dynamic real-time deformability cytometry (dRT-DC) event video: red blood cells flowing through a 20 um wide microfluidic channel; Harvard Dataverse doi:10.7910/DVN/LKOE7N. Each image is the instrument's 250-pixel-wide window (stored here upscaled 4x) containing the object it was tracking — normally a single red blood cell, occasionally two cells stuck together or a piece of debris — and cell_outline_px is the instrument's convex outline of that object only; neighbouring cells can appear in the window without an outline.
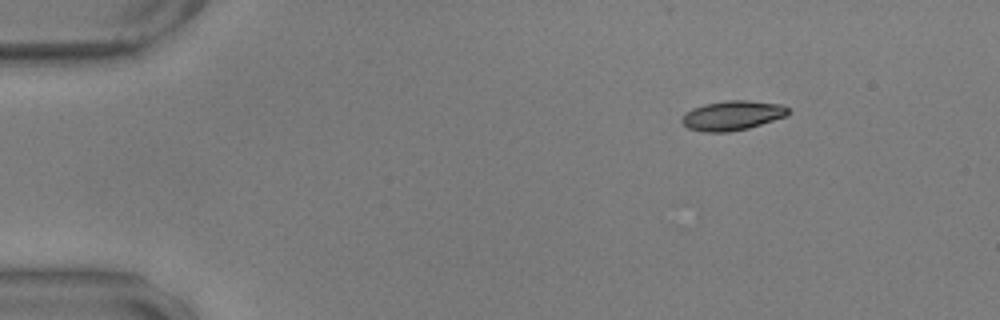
{"species": "common noctule bat (a hibernating species)", "species_latin": "Nyctalus noctula", "temperature_condition": "warm", "stored_images_in_passage": 50, "camera_frame_rate_fps": 3000, "um_per_image_px": 0.085, "animal": {"sex": "male", "body_mass_g": 17.9, "forearm_length_mm": 54.2}, "frame": {"image": 1, "passage_image": 1, "time_ms": 0.0, "image_size_px": [1000, 320], "cell_outline_px": [[788, 116], [748, 128], [728, 132], [704, 132], [688, 128], [680, 120], [692, 108], [704, 104], [728, 100], [748, 100], [780, 104], [788, 108]], "centroid_in_image_um": [62.26, 9.82], "position_along_channel_um": 22.7, "area_um2": 18.21}}
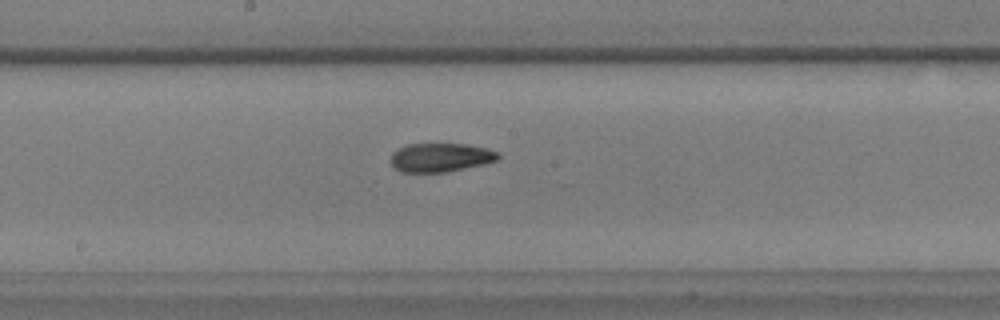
{"frame": {"image": 2, "passage_image": 24, "time_ms": 7.667, "image_size_px": [1000, 320], "cell_outline_px": [[500, 156], [496, 160], [484, 164], [448, 172], [400, 172], [392, 168], [392, 152], [408, 144], [468, 144], [488, 148], [500, 152]], "centroid_in_image_um": [37.47, 13.39], "position_along_channel_um": 210.7, "area_um2": 18.15}}
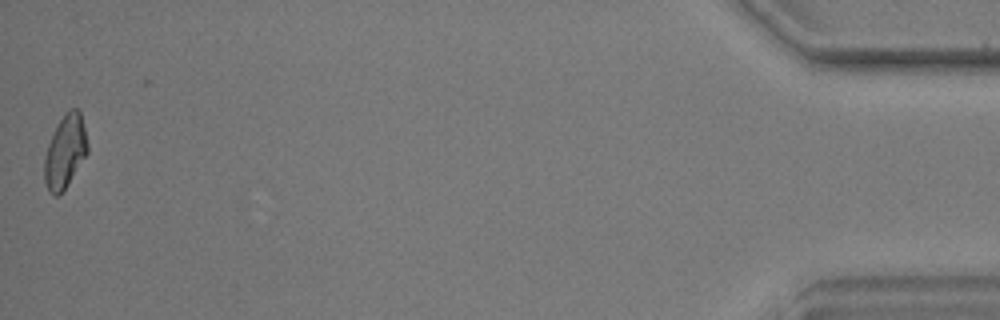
{"frame": {"image": 3, "passage_image": 50, "time_ms": 16.333, "image_size_px": [1000, 320], "cell_outline_px": [[88, 152], [64, 188], [56, 196], [48, 192], [44, 180], [44, 160], [48, 144], [64, 112], [72, 108], [76, 108], [80, 112], [88, 144]], "centroid_in_image_um": [5.52, 12.87], "position_along_channel_um": 429.7, "area_um2": 17.92}, "authors_computed_cell_mechanics": {"area_um2": 18.3804, "velocity_mm_per_s": 3.5544, "shape_relaxation_time_tau1_ms": null, "shape_relaxation_time_tau2_ms": 3.0805, "deformation_change_tau1": null, "deformation_change_tau2": 0.0867}}